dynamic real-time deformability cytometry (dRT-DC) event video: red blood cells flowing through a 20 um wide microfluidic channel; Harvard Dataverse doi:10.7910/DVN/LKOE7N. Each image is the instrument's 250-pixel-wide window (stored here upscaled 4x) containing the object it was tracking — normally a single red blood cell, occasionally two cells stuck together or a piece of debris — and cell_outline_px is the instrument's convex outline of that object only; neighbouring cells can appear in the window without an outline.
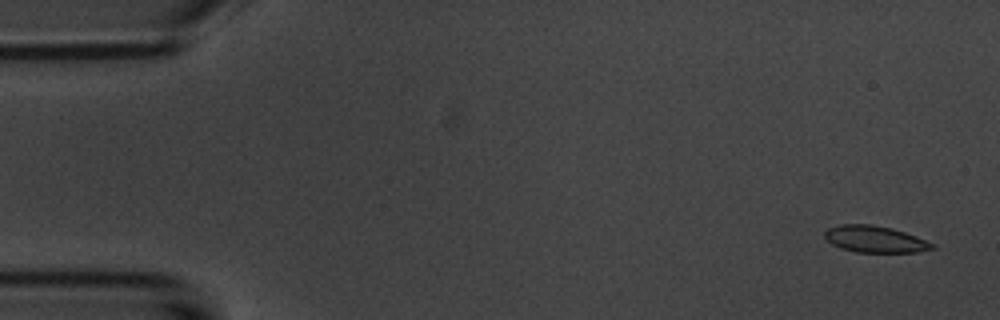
{"species": "common noctule bat (a hibernating species)", "species_latin": "Nyctalus noctula", "temperature_condition": "room temperature", "stored_images_in_passage": 4, "camera_frame_rate_fps": 3000, "um_per_image_px": 0.085, "animal": {"sex": "male", "body_mass_g": 20.1, "forearm_length_mm": 53.5}, "frame": {"image": 1, "passage_image": 1, "time_ms": 0.0, "image_size_px": [1000, 320], "cell_outline_px": [[936, 248], [916, 252], [856, 252], [840, 248], [832, 244], [824, 236], [824, 232], [828, 228], [840, 224], [872, 224], [892, 228], [916, 236], [936, 244]], "centroid_in_image_um": [74.38, 20.33], "position_along_channel_um": 10.6, "area_um2": 16.76}}
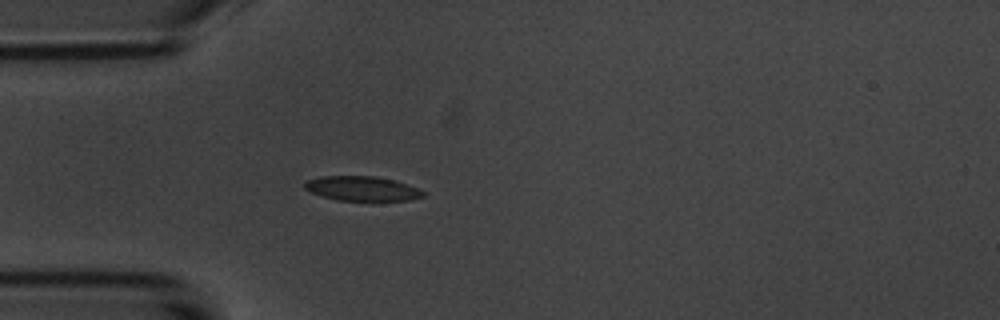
{"frame": {"image": 2, "passage_image": 4, "time_ms": 4.333, "image_size_px": [1000, 320], "cell_outline_px": [[424, 196], [408, 200], [336, 200], [312, 192], [304, 188], [304, 180], [320, 176], [376, 176], [396, 180], [416, 188], [424, 192]], "centroid_in_image_um": [30.74, 16.01], "position_along_channel_um": 54.3, "area_um2": 16.82}}